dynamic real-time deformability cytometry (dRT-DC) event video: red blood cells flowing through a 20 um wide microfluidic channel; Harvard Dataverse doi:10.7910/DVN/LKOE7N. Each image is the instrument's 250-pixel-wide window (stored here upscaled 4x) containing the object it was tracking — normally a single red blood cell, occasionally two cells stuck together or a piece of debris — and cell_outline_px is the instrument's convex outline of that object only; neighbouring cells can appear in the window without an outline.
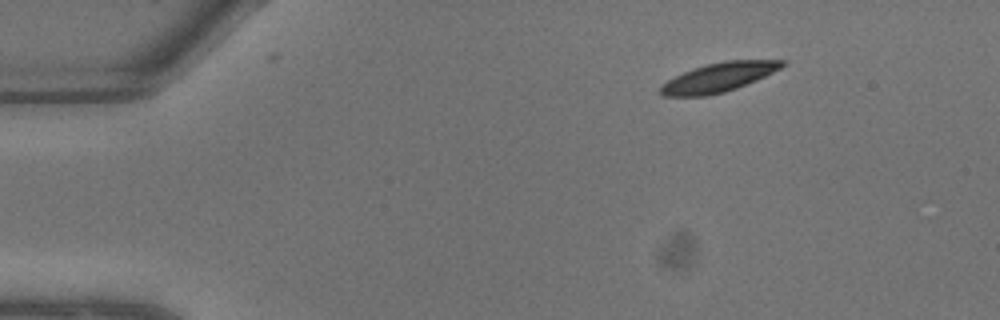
{"species": "common noctule bat (a hibernating species)", "species_latin": "Nyctalus noctula", "temperature_condition": "warm", "stored_images_in_passage": 4, "camera_frame_rate_fps": 3000, "um_per_image_px": 0.085, "animal": {"sex": "male", "body_mass_g": 13.3}, "frame": {"image": 1, "passage_image": 1, "time_ms": 0.0, "image_size_px": [1000, 320], "cell_outline_px": [[784, 64], [780, 68], [756, 80], [736, 88], [724, 92], [704, 96], [660, 96], [660, 84], [684, 72], [708, 64], [728, 60], [784, 60]], "centroid_in_image_um": [61.05, 6.59], "position_along_channel_um": 24.0, "area_um2": 20.23}}